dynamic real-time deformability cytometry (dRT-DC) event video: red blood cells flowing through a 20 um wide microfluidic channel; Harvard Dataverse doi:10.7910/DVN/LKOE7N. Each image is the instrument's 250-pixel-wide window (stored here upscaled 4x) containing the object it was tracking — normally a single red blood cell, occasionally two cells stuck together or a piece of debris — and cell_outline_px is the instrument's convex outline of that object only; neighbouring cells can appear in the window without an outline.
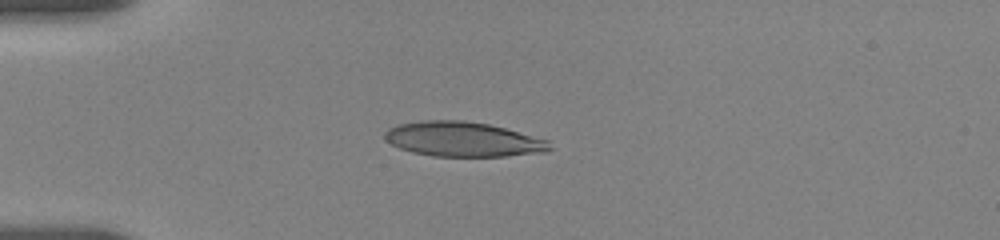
{"species": "human", "species_latin": "Homo sapiens", "temperature_condition": "room temperature", "stored_images_in_passage": 3, "camera_frame_rate_fps": 3000, "um_per_image_px": 0.085, "donor": {"sex": "female"}, "frame": {"image": 1, "passage_image": 2, "time_ms": 1.0, "image_size_px": [1000, 240], "cell_outline_px": [[552, 148], [548, 152], [508, 156], [432, 156], [412, 152], [400, 148], [384, 140], [384, 132], [388, 128], [396, 124], [420, 120], [464, 120], [488, 124], [504, 128], [548, 140]], "centroid_in_image_um": [39.32, 11.83], "position_along_channel_um": 45.7, "area_um2": 33.58}}